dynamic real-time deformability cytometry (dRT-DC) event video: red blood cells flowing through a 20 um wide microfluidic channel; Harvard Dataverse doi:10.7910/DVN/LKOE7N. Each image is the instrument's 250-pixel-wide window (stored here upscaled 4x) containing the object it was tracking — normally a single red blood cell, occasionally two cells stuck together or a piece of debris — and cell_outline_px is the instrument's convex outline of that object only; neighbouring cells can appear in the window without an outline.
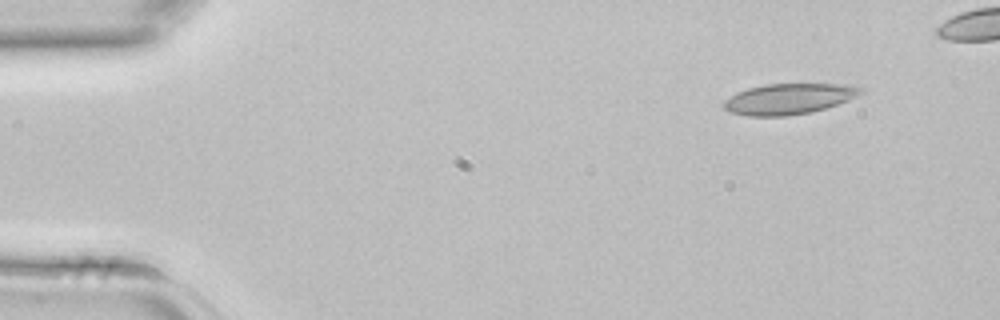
{"species": "common noctule bat (a hibernating species)", "species_latin": "Nyctalus noctula", "temperature_condition": "room temperature", "stored_images_in_passage": 3, "camera_frame_rate_fps": 3000, "um_per_image_px": 0.085, "animal": {"sex": "female", "body_mass_g": 22.7, "forearm_length_mm": 54.2}, "frame": {"image": 1, "passage_image": 1, "time_ms": 0.0, "image_size_px": [1000, 320], "cell_outline_px": [[864, 92], [848, 100], [812, 112], [788, 116], [748, 116], [728, 112], [724, 108], [724, 100], [736, 92], [748, 88], [764, 84], [852, 84], [864, 88]], "centroid_in_image_um": [67.04, 8.4], "position_along_channel_um": 18.0, "area_um2": 24.68}}